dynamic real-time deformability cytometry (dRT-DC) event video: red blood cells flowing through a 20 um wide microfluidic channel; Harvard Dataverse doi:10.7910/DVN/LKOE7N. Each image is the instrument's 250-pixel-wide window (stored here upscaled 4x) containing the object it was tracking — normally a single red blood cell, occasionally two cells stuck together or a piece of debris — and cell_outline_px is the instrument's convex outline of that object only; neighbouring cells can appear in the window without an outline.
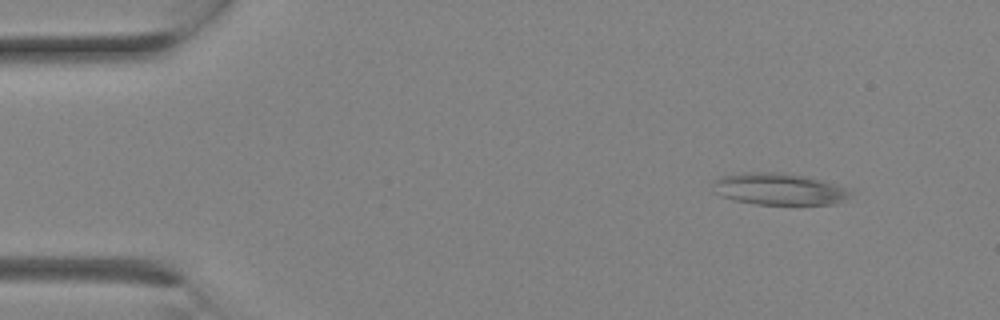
{"species": "Egyptian fruit bat (a non-hibernating species)", "species_latin": "Rousettus aegyptiacus", "temperature_condition": "room temperature", "stored_images_in_passage": 8, "camera_frame_rate_fps": 3000, "um_per_image_px": 0.085, "animal": {"sex": "female"}, "frame": {"image": 1, "passage_image": 3, "time_ms": 0.667, "image_size_px": [1000, 320], "cell_outline_px": [[852, 192], [848, 196], [836, 204], [756, 204], [736, 200], [720, 196], [712, 192], [712, 180], [720, 176], [740, 172], [780, 172], [812, 176], [836, 184]], "centroid_in_image_um": [66.14, 16.04], "position_along_channel_um": 18.9, "area_um2": 25.84}}
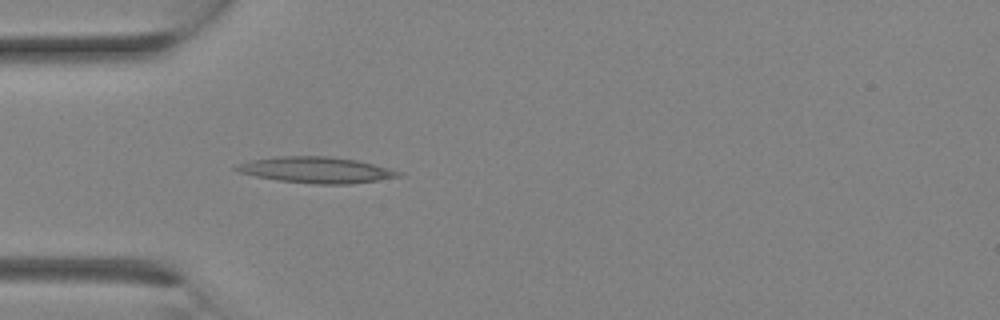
{"frame": {"image": 2, "passage_image": 8, "time_ms": 2.333, "image_size_px": [1000, 320], "cell_outline_px": [[404, 176], [352, 184], [316, 184], [276, 180], [256, 176], [240, 172], [232, 168], [236, 164], [252, 160], [276, 156], [328, 156], [356, 160], [404, 172]], "centroid_in_image_um": [26.89, 14.45], "position_along_channel_um": 58.1, "area_um2": 24.68}}